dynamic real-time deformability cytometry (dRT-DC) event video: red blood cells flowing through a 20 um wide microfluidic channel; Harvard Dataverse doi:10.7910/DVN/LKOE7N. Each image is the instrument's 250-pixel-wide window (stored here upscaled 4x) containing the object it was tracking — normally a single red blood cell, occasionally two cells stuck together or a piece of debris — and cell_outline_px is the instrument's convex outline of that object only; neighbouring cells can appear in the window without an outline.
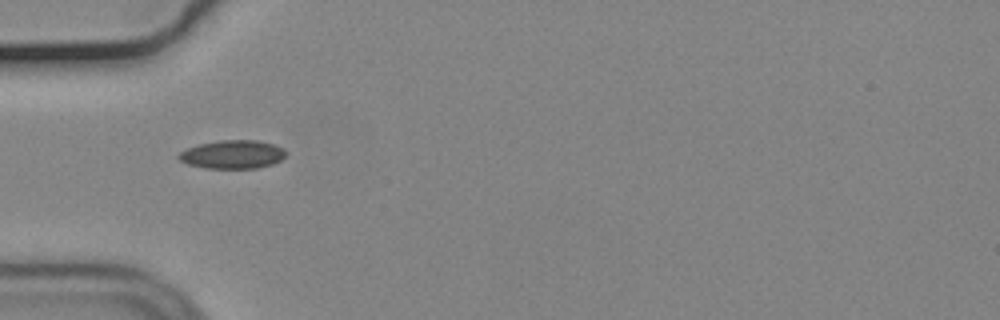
{"species": "common noctule bat (a hibernating species)", "species_latin": "Nyctalus noctula", "temperature_condition": "cold", "stored_images_in_passage": 10, "camera_frame_rate_fps": 3000, "um_per_image_px": 0.085, "animal": {"sex": "male", "body_mass_g": 19.2, "forearm_length_mm": 51.8}, "frame": {"image": 1, "passage_image": 1, "time_ms": 0.0, "image_size_px": [1000, 320], "cell_outline_px": [[284, 156], [280, 160], [272, 164], [256, 168], [204, 168], [188, 164], [180, 160], [176, 156], [180, 152], [188, 148], [200, 144], [220, 140], [256, 140], [276, 144], [284, 148]], "centroid_in_image_um": [19.77, 13.12], "position_along_channel_um": 65.2, "area_um2": 17.69}}
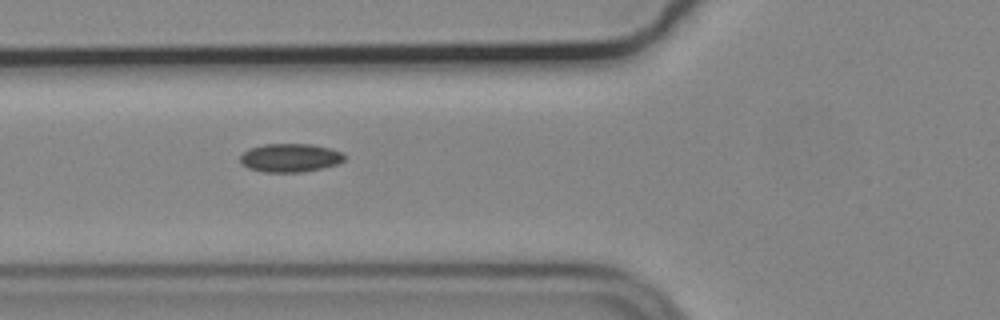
{"frame": {"image": 2, "passage_image": 4, "time_ms": 1.0, "image_size_px": [1000, 320], "cell_outline_px": [[348, 156], [340, 164], [304, 172], [264, 172], [248, 168], [240, 164], [240, 156], [248, 148], [264, 144], [312, 144], [332, 148], [344, 152]], "centroid_in_image_um": [24.71, 13.41], "position_along_channel_um": 101.1, "area_um2": 17.74}}